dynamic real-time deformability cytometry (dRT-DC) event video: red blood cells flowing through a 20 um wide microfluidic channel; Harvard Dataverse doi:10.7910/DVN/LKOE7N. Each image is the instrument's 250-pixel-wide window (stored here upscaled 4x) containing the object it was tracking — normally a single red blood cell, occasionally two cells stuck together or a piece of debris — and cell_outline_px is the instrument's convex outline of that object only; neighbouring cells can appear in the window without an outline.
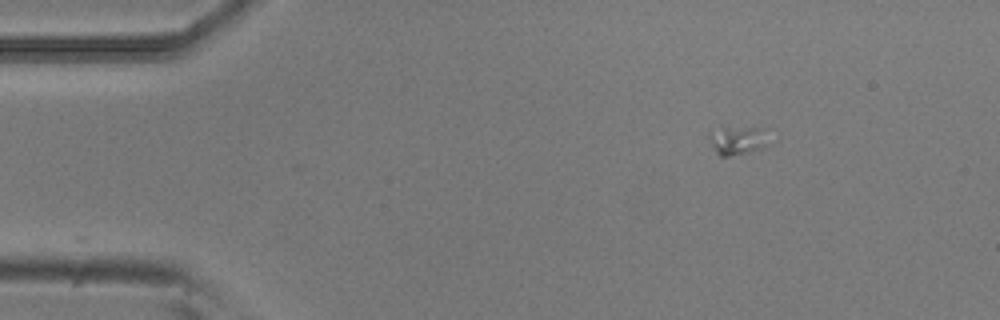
{"species": "common noctule bat (a hibernating species)", "species_latin": "Nyctalus noctula", "temperature_condition": "room temperature", "stored_images_in_passage": 7, "camera_frame_rate_fps": 3000, "um_per_image_px": 0.085, "animal": {"sex": "male", "body_mass_g": 20.5, "forearm_length_mm": 52.5}, "frame": {"image": 1, "passage_image": 1, "time_ms": 0.0, "image_size_px": [1000, 320], "cell_outline_px": [[772, 144], [764, 148], [748, 152], [728, 156], [720, 156], [716, 152], [712, 144], [708, 132], [720, 124], [764, 128]], "centroid_in_image_um": [62.73, 11.85], "position_along_channel_um": 22.3, "area_um2": 10.75}}